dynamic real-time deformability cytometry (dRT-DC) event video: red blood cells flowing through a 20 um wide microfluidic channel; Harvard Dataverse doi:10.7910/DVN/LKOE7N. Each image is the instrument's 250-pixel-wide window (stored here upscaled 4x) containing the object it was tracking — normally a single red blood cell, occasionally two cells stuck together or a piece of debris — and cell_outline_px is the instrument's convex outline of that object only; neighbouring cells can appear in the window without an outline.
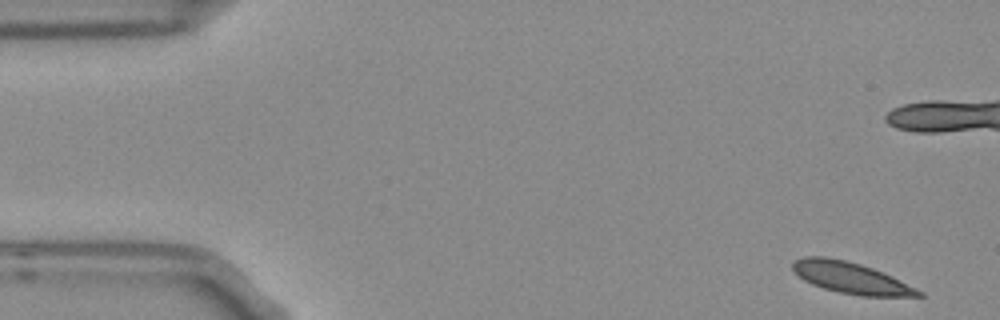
{"species": "Egyptian fruit bat (a non-hibernating species)", "species_latin": "Rousettus aegyptiacus", "temperature_condition": "room temperature", "stored_images_in_passage": 11, "camera_frame_rate_fps": 3000, "um_per_image_px": 0.085, "frame": {"image": 1, "passage_image": 1, "time_ms": 0.0, "image_size_px": [1000, 320], "cell_outline_px": [[924, 296], [860, 296], [840, 292], [824, 288], [812, 284], [804, 280], [792, 268], [792, 264], [796, 260], [804, 256], [824, 256], [844, 260], [860, 264], [872, 268], [892, 276], [924, 292]], "centroid_in_image_um": [72.34, 23.62], "position_along_channel_um": 12.7, "area_um2": 22.66}}
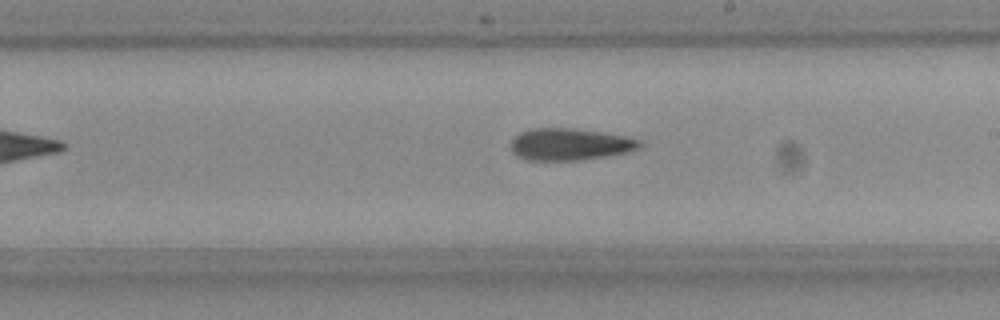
{"frame": {"image": 2, "passage_image": 10, "time_ms": 3.0, "image_size_px": [1000, 320], "cell_outline_px": [[644, 144], [640, 148], [628, 152], [604, 156], [576, 160], [524, 160], [516, 156], [512, 152], [512, 140], [520, 132], [532, 128], [572, 128], [600, 132], [624, 136], [640, 140]], "centroid_in_image_um": [48.43, 12.27], "position_along_channel_um": 240.6, "area_um2": 23.87}}
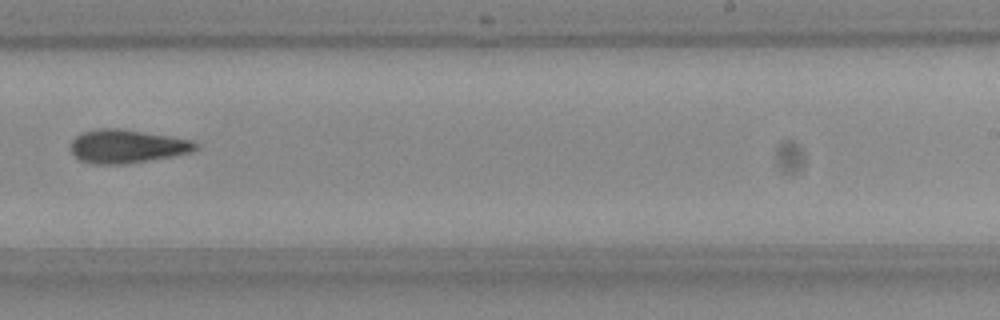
{"frame": {"image": 3, "passage_image": 11, "time_ms": 3.333, "image_size_px": [1000, 320], "cell_outline_px": [[200, 148], [192, 152], [172, 156], [124, 164], [92, 164], [80, 160], [72, 152], [72, 140], [80, 132], [96, 128], [120, 128], [192, 140], [200, 144]], "centroid_in_image_um": [10.81, 12.43], "position_along_channel_um": 278.2, "area_um2": 24.39}}